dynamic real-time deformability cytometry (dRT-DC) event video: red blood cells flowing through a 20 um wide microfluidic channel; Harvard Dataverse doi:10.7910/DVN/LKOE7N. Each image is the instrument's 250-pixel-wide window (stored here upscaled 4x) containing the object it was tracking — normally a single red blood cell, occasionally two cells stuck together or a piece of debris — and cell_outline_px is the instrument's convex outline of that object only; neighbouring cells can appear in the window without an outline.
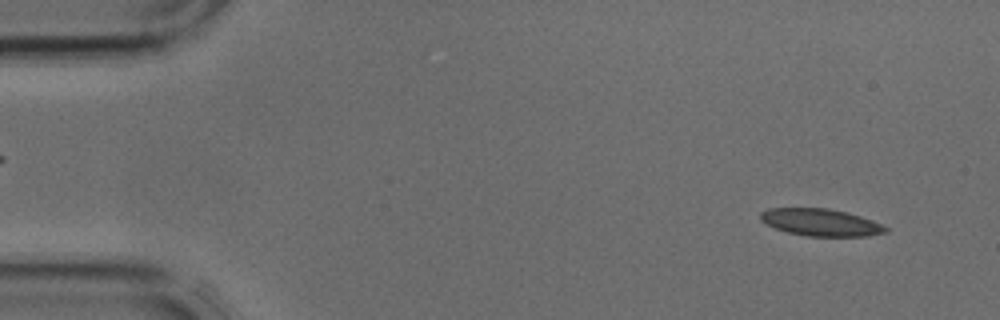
{"species": "common noctule bat (a hibernating species)", "species_latin": "Nyctalus noctula", "temperature_condition": "cold", "stored_images_in_passage": 41, "camera_frame_rate_fps": 3000, "um_per_image_px": 0.085, "animal": {"sex": "male", "body_mass_g": 17.9, "forearm_length_mm": 54.2}, "frame": {"image": 1, "passage_image": 2, "time_ms": 0.333, "image_size_px": [1000, 320], "cell_outline_px": [[888, 232], [868, 236], [808, 236], [788, 232], [776, 228], [760, 220], [760, 212], [768, 208], [828, 208], [848, 212], [872, 220], [888, 228]], "centroid_in_image_um": [69.77, 18.89], "position_along_channel_um": 15.2, "area_um2": 19.77}}
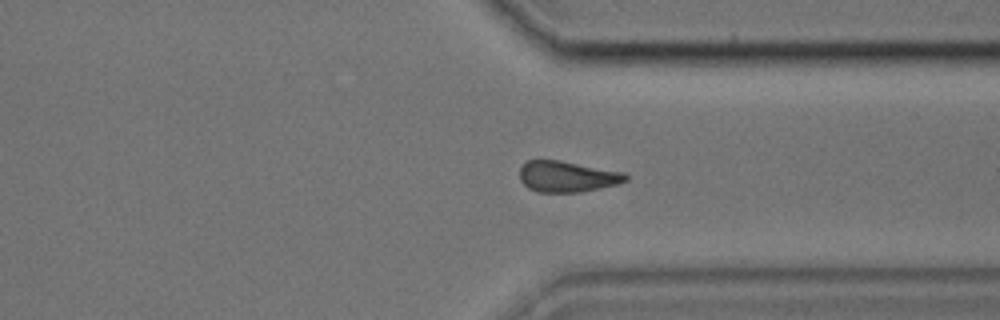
{"frame": {"image": 2, "passage_image": 30, "time_ms": 9.667, "image_size_px": [1000, 320], "cell_outline_px": [[628, 180], [616, 184], [600, 188], [580, 192], [540, 192], [528, 188], [520, 180], [520, 168], [528, 160], [560, 160], [624, 172], [628, 176]], "centroid_in_image_um": [48.21, 15.0], "position_along_channel_um": 363.2, "area_um2": 19.07}}
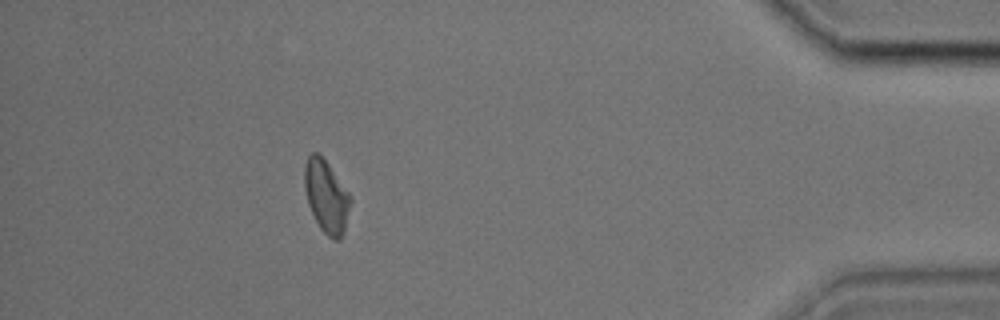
{"frame": {"image": 3, "passage_image": 36, "time_ms": 11.667, "image_size_px": [1000, 320], "cell_outline_px": [[352, 200], [344, 232], [340, 240], [332, 240], [320, 228], [308, 204], [304, 188], [304, 164], [308, 156], [312, 152], [320, 152], [352, 196]], "centroid_in_image_um": [27.75, 16.66], "position_along_channel_um": 407.5, "area_um2": 19.77}}